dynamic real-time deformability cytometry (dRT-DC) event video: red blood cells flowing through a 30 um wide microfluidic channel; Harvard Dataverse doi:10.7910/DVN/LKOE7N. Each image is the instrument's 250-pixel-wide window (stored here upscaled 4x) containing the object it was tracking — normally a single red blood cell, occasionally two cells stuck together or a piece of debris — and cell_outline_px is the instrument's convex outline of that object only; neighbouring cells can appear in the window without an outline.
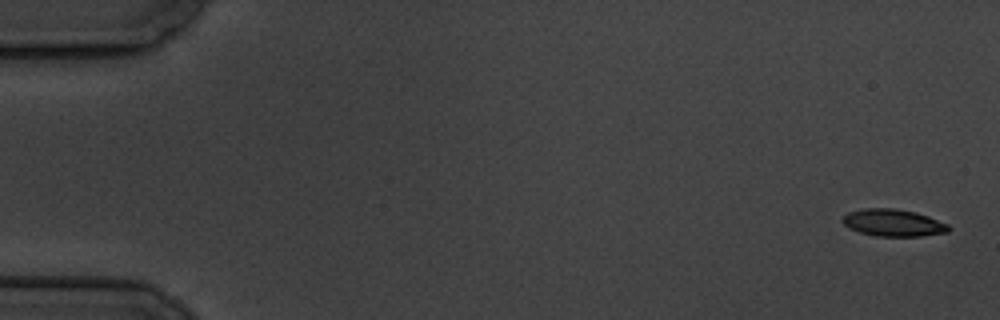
{"species": "common noctule bat (a hibernating species)", "species_latin": "Nyctalus noctula", "temperature_condition": "cold", "stored_images_in_passage": 8, "camera_frame_rate_fps": 3000, "um_per_image_px": 0.085, "animal": {"sex": "male", "body_mass_g": 19.5, "forearm_length_mm": 54.6}, "frame": {"image": 1, "passage_image": 1, "time_ms": 0.0, "image_size_px": [1000, 320], "cell_outline_px": [[952, 228], [948, 232], [920, 236], [876, 236], [860, 232], [848, 228], [840, 220], [848, 212], [864, 208], [896, 208], [916, 212], [928, 216], [948, 224]], "centroid_in_image_um": [75.92, 18.93], "position_along_channel_um": 9.1, "area_um2": 16.88}}
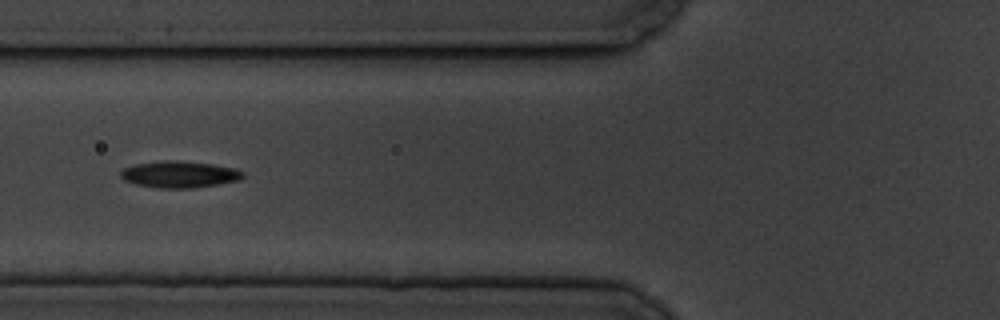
{"frame": {"image": 2, "passage_image": 7, "time_ms": 7.0, "image_size_px": [1000, 320], "cell_outline_px": [[244, 176], [240, 180], [192, 188], [156, 188], [136, 184], [124, 180], [120, 176], [120, 172], [124, 168], [136, 164], [168, 160], [176, 160], [212, 164], [236, 168], [244, 172]], "centroid_in_image_um": [15.26, 14.82], "position_along_channel_um": 110.5, "area_um2": 18.9}}
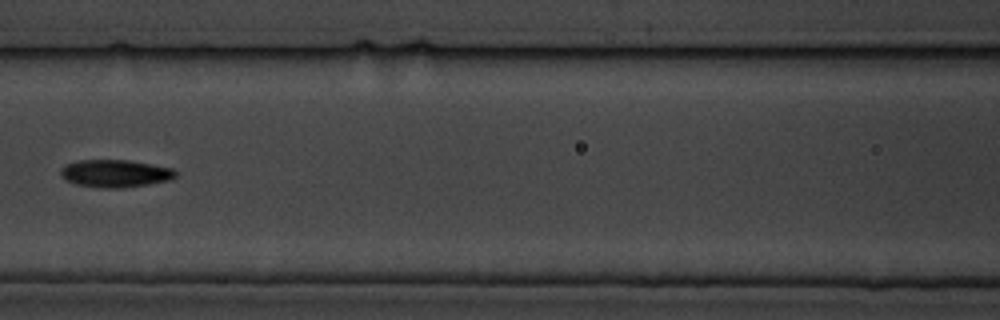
{"frame": {"image": 3, "passage_image": 8, "time_ms": 8.333, "image_size_px": [1000, 320], "cell_outline_px": [[176, 176], [168, 180], [148, 184], [124, 188], [104, 188], [76, 184], [64, 180], [60, 176], [60, 168], [64, 164], [80, 160], [128, 160], [152, 164], [172, 168], [176, 172]], "centroid_in_image_um": [9.74, 14.74], "position_along_channel_um": 156.9, "area_um2": 18.55}}